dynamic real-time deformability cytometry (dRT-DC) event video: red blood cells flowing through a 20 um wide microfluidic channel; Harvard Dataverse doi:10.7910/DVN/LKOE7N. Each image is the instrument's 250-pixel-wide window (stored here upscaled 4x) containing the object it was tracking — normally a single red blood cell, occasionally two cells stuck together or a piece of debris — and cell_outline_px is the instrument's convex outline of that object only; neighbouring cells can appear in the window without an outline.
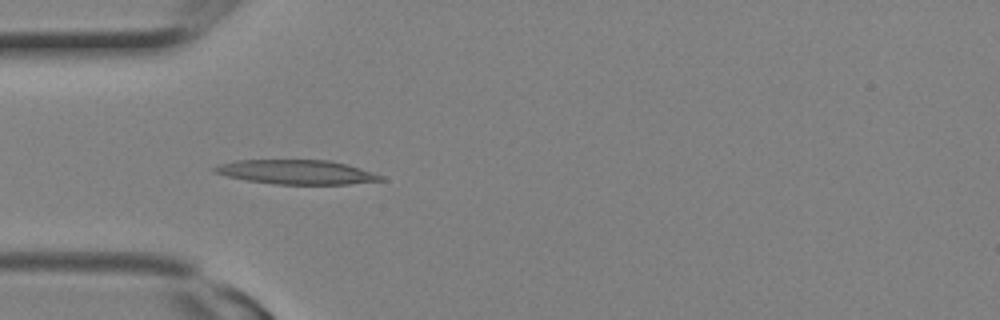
{"species": "Egyptian fruit bat (a non-hibernating species)", "species_latin": "Rousettus aegyptiacus", "temperature_condition": "room temperature", "stored_images_in_passage": 4, "camera_frame_rate_fps": 3000, "um_per_image_px": 0.085, "animal": {"sex": "female"}, "frame": {"image": 1, "passage_image": 4, "time_ms": 1.0, "image_size_px": [1000, 320], "cell_outline_px": [[388, 180], [348, 184], [276, 184], [248, 180], [228, 176], [212, 172], [208, 168], [220, 164], [236, 160], [328, 160], [360, 168], [384, 176]], "centroid_in_image_um": [25.19, 14.62], "position_along_channel_um": 59.8, "area_um2": 23.52}}